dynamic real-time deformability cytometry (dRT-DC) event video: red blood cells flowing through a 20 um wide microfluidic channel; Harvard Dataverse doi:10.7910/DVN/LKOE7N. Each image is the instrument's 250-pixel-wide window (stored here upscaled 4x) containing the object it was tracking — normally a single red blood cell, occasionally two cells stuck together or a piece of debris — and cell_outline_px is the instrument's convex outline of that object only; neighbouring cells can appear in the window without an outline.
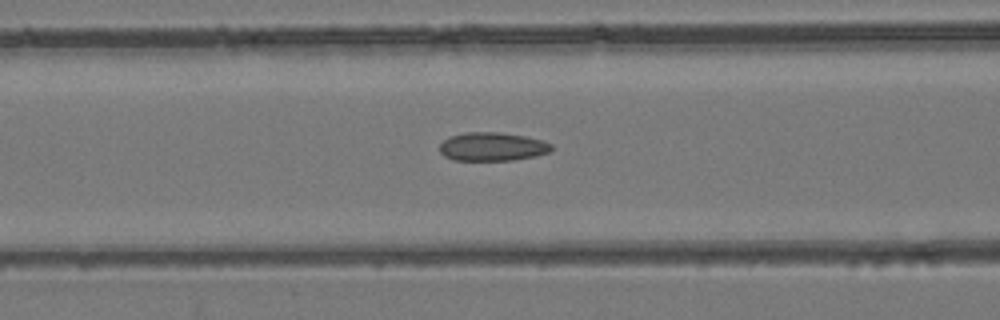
{"species": "common noctule bat (a hibernating species)", "species_latin": "Nyctalus noctula", "temperature_condition": "room temperature", "stored_images_in_passage": 28, "camera_frame_rate_fps": 3000, "um_per_image_px": 0.085, "animal": {"sex": "female", "body_mass_g": 24.6, "forearm_length_mm": 56.2}, "frame": {"image": 1, "passage_image": 7, "time_ms": 2.0, "image_size_px": [1000, 320], "cell_outline_px": [[556, 148], [548, 152], [536, 156], [512, 160], [452, 160], [444, 156], [440, 152], [440, 144], [448, 136], [464, 132], [500, 132], [524, 136], [544, 140], [552, 144]], "centroid_in_image_um": [41.86, 12.46], "position_along_channel_um": 124.7, "area_um2": 18.84}}
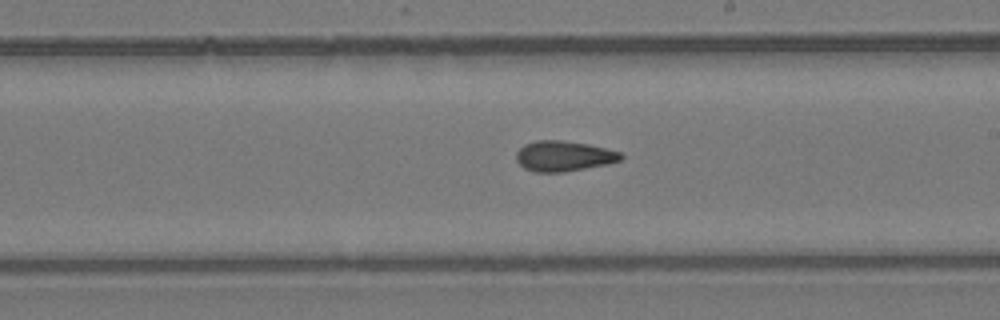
{"frame": {"image": 2, "passage_image": 15, "time_ms": 4.667, "image_size_px": [1000, 320], "cell_outline_px": [[624, 156], [620, 160], [608, 164], [564, 172], [536, 172], [524, 168], [516, 160], [516, 152], [524, 144], [536, 140], [560, 140], [588, 144], [620, 152]], "centroid_in_image_um": [47.9, 13.26], "position_along_channel_um": 241.1, "area_um2": 18.5}}
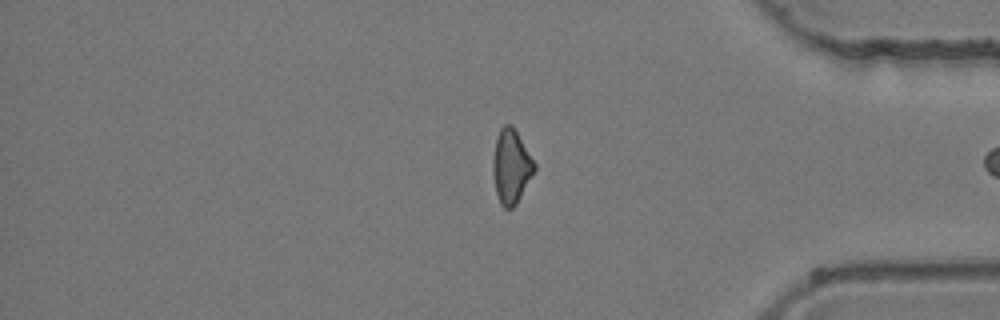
{"frame": {"image": 3, "passage_image": 27, "time_ms": 8.667, "image_size_px": [1000, 320], "cell_outline_px": [[536, 168], [516, 204], [512, 208], [504, 208], [500, 204], [496, 192], [492, 172], [492, 160], [496, 140], [500, 128], [504, 124], [512, 124], [536, 164]], "centroid_in_image_um": [43.43, 14.14], "position_along_channel_um": 391.8, "area_um2": 17.8}}